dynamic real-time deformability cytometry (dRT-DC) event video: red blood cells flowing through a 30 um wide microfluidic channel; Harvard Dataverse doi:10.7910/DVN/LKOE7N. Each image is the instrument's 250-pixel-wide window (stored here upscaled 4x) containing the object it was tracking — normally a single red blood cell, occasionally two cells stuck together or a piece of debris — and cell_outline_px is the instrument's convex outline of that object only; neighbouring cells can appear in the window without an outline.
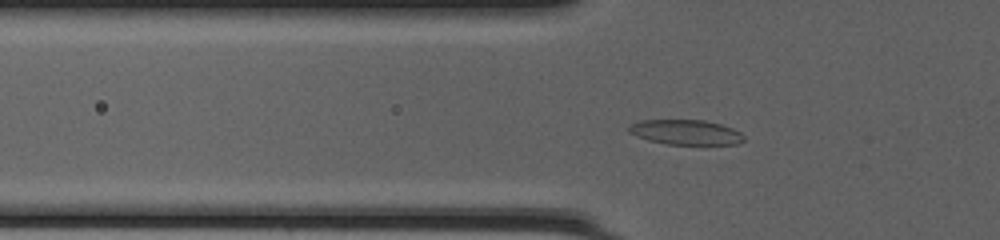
{"species": "common noctule bat (a hibernating species)", "species_latin": "Nyctalus noctula", "temperature_condition": "cold", "stored_images_in_passage": 45, "camera_frame_rate_fps": 3000, "um_per_image_px": 0.085, "animal": {"sex": "female", "body_mass_g": 20.0, "forearm_length_mm": 54.0}, "frame": {"image": 1, "passage_image": 13, "time_ms": 4.0, "image_size_px": [1000, 240], "cell_outline_px": [[744, 140], [740, 144], [668, 144], [648, 140], [636, 136], [628, 132], [628, 128], [636, 120], [704, 120], [720, 124], [732, 128], [740, 132], [744, 136]], "centroid_in_image_um": [58.28, 11.23], "position_along_channel_um": 67.5, "area_um2": 16.7}}
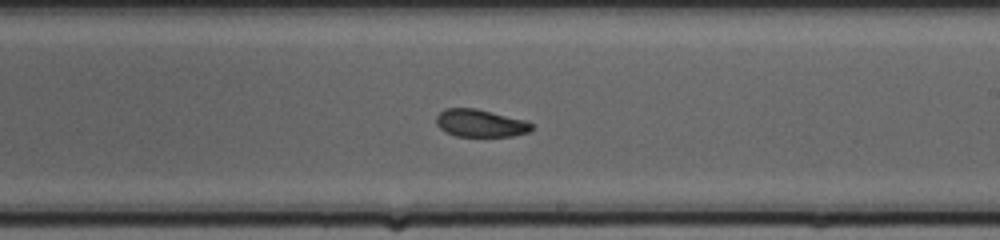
{"frame": {"image": 2, "passage_image": 26, "time_ms": 8.333, "image_size_px": [1000, 240], "cell_outline_px": [[532, 128], [528, 132], [512, 136], [456, 136], [440, 128], [436, 124], [436, 116], [444, 108], [476, 108], [524, 120], [532, 124]], "centroid_in_image_um": [40.8, 10.46], "position_along_channel_um": 248.2, "area_um2": 15.14}}
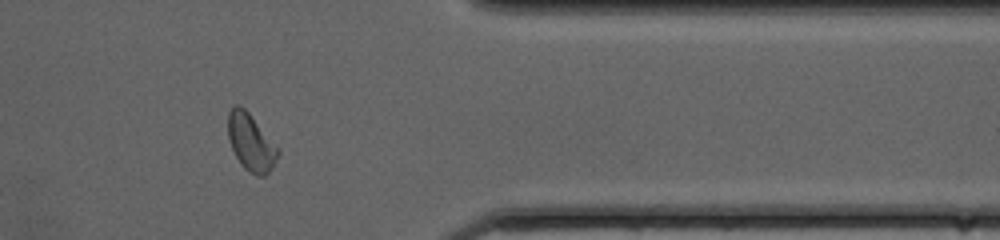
{"frame": {"image": 3, "passage_image": 37, "time_ms": 12.0, "image_size_px": [1000, 240], "cell_outline_px": [[280, 152], [276, 160], [268, 172], [264, 176], [256, 176], [248, 172], [240, 164], [232, 148], [228, 136], [228, 112], [236, 104], [240, 104], [248, 112], [280, 148]], "centroid_in_image_um": [21.33, 12.1], "position_along_channel_um": 390.1, "area_um2": 16.65}, "authors_computed_cell_mechanics": {"area_um2": 16.473, "velocity_mm_per_s": 4.213, "shape_relaxation_time_tau1_ms": null, "shape_relaxation_time_tau2_ms": 2.1153, "deformation_change_tau1": null, "deformation_change_tau2": 0.0807}}